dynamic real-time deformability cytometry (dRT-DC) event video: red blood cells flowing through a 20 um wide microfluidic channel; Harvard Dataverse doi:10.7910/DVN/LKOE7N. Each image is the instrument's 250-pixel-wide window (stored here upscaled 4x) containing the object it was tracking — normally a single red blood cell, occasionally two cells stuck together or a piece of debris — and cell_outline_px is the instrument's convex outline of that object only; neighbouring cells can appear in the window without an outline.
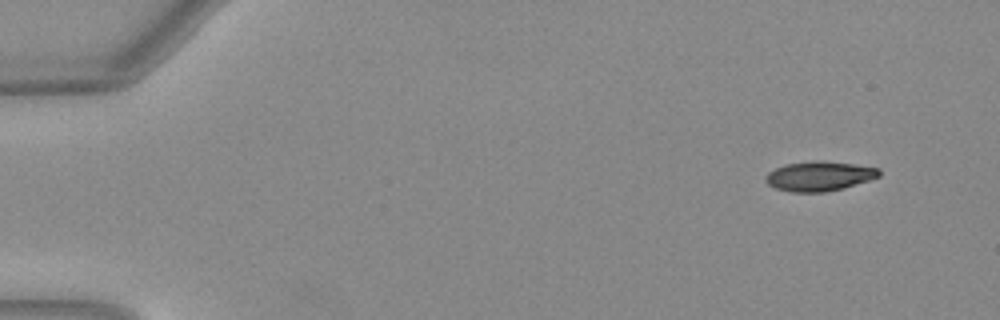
{"species": "Egyptian fruit bat (a non-hibernating species)", "species_latin": "Rousettus aegyptiacus", "temperature_condition": "warm", "stored_images_in_passage": 48, "camera_frame_rate_fps": 3000, "um_per_image_px": 0.085, "animal": {"sex": "female"}, "frame": {"image": 1, "passage_image": 1, "time_ms": 0.0, "image_size_px": [1000, 320], "cell_outline_px": [[880, 176], [844, 188], [824, 192], [792, 192], [776, 188], [768, 184], [764, 180], [768, 172], [784, 164], [812, 160], [824, 160], [880, 168]], "centroid_in_image_um": [69.62, 14.96], "position_along_channel_um": 15.4, "area_um2": 19.65}}
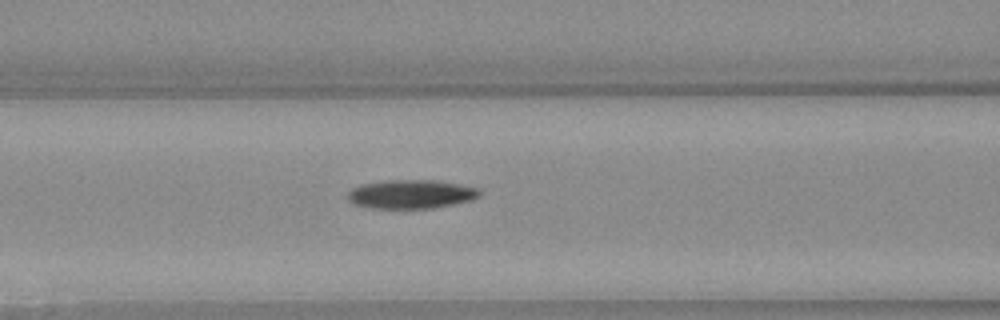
{"frame": {"image": 2, "passage_image": 19, "time_ms": 6.0, "image_size_px": [1000, 320], "cell_outline_px": [[480, 196], [472, 200], [432, 208], [372, 208], [352, 204], [348, 200], [348, 192], [352, 188], [360, 184], [388, 180], [432, 180], [460, 184], [476, 188], [480, 192]], "centroid_in_image_um": [34.9, 16.5], "position_along_channel_um": 131.7, "area_um2": 22.08}}
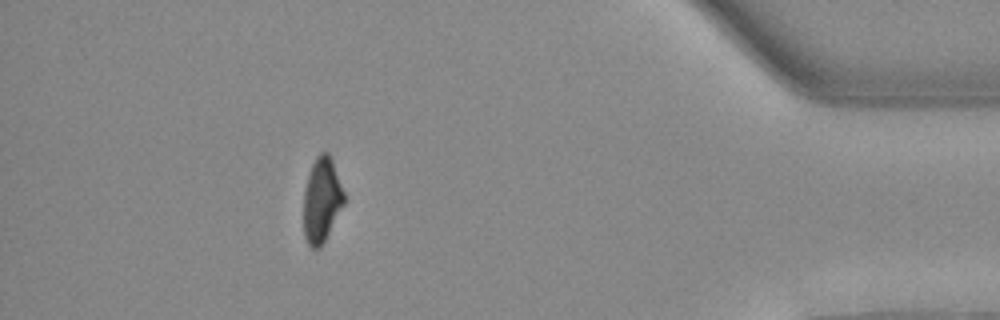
{"frame": {"image": 3, "passage_image": 43, "time_ms": 14.0, "image_size_px": [1000, 320], "cell_outline_px": [[344, 204], [324, 240], [316, 248], [312, 248], [308, 244], [304, 236], [304, 192], [308, 176], [312, 164], [316, 156], [320, 152], [328, 152], [332, 160], [344, 192]], "centroid_in_image_um": [27.34, 16.96], "position_along_channel_um": 407.9, "area_um2": 19.54}, "authors_computed_cell_mechanics": {"area_um2": 21.6172, "velocity_mm_per_s": 4.0518, "shape_relaxation_time_tau1_ms": 4.3935, "shape_relaxation_time_tau2_ms": null, "deformation_change_tau1": 0.189, "deformation_change_tau2": null}}